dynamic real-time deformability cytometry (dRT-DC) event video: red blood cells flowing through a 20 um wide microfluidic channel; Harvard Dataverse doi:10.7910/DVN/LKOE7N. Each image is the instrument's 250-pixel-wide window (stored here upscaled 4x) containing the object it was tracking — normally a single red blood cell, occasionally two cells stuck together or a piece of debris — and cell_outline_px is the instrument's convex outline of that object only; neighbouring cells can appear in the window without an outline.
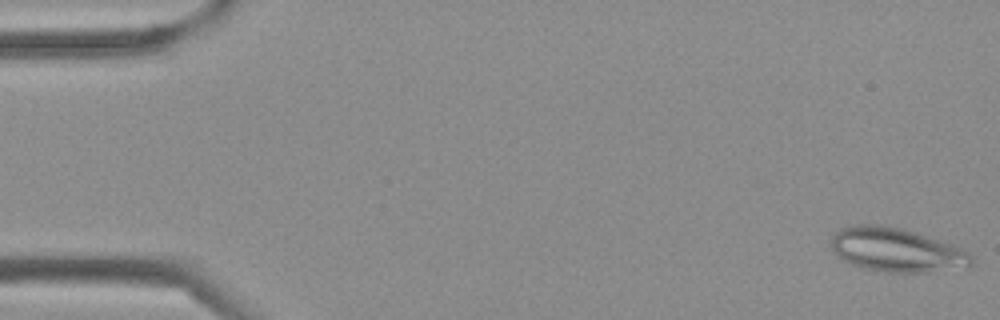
{"species": "Egyptian fruit bat (a non-hibernating species)", "species_latin": "Rousettus aegyptiacus", "temperature_condition": "cold", "stored_images_in_passage": 41, "camera_frame_rate_fps": 3000, "um_per_image_px": 0.085, "frame": {"image": 1, "passage_image": 1, "time_ms": 0.0, "image_size_px": [1000, 320], "cell_outline_px": [[972, 264], [968, 268], [924, 272], [888, 272], [860, 268], [844, 260], [832, 248], [828, 240], [840, 228], [848, 224], [880, 224], [900, 228], [952, 244], [968, 252], [972, 256]], "centroid_in_image_um": [76.17, 21.24], "position_along_channel_um": 8.8, "area_um2": 36.01}}
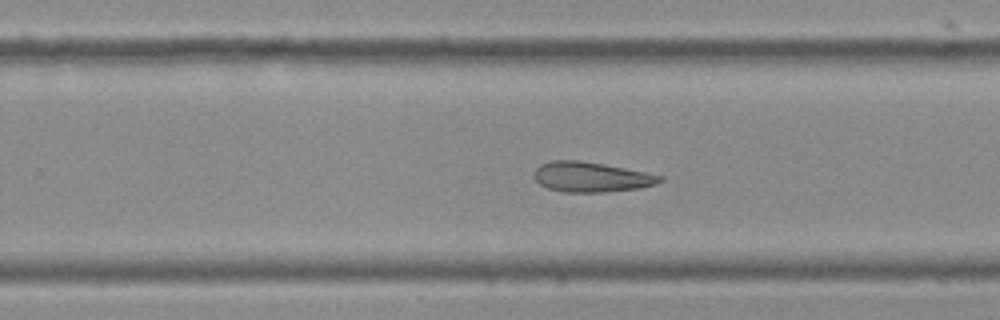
{"frame": {"image": 2, "passage_image": 26, "time_ms": 8.333, "image_size_px": [1000, 320], "cell_outline_px": [[664, 180], [656, 184], [640, 188], [604, 192], [564, 192], [548, 188], [540, 184], [532, 176], [536, 168], [540, 164], [552, 160], [580, 160], [604, 164], [664, 176]], "centroid_in_image_um": [50.24, 15.04], "position_along_channel_um": 279.6, "area_um2": 22.08}}
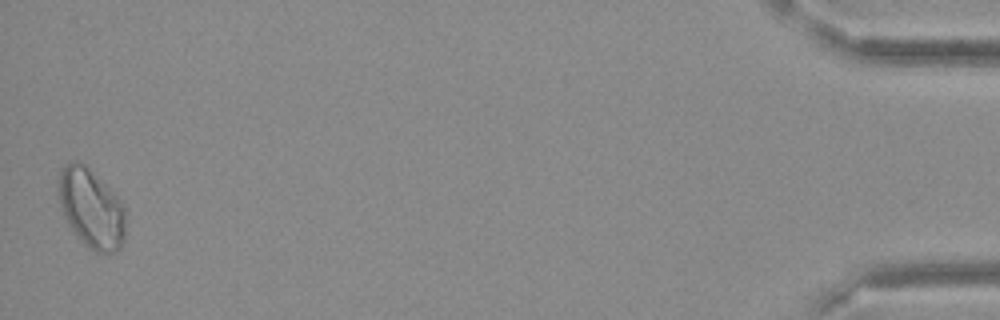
{"frame": {"image": 3, "passage_image": 41, "time_ms": 13.333, "image_size_px": [1000, 320], "cell_outline_px": [[124, 244], [116, 252], [96, 252], [88, 248], [72, 232], [64, 216], [60, 204], [56, 188], [56, 180], [60, 168], [64, 164], [76, 160], [84, 164], [124, 204]], "centroid_in_image_um": [7.7, 17.71], "position_along_channel_um": 427.5, "area_um2": 31.21}}